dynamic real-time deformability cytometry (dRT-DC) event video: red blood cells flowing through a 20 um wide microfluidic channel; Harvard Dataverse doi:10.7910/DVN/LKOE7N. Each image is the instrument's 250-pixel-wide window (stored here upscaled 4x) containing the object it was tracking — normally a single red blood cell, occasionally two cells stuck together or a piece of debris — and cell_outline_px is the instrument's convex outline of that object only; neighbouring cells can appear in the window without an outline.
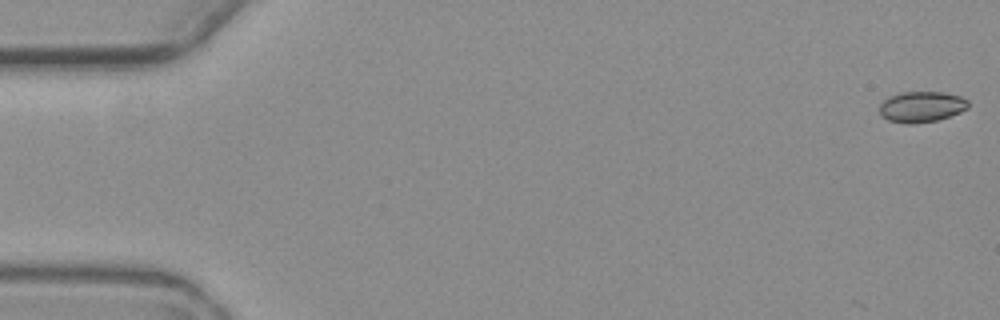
{"species": "common noctule bat (a hibernating species)", "species_latin": "Nyctalus noctula", "temperature_condition": "warm", "stored_images_in_passage": 5, "camera_frame_rate_fps": 3000, "um_per_image_px": 0.085, "animal": {"sex": "female", "body_mass_g": 19.3, "forearm_length_mm": 54.1}, "frame": {"image": 1, "passage_image": 1, "time_ms": 0.0, "image_size_px": [1000, 320], "cell_outline_px": [[968, 108], [960, 112], [936, 120], [912, 124], [904, 124], [888, 120], [880, 116], [880, 104], [888, 96], [900, 92], [944, 92], [960, 96], [968, 100]], "centroid_in_image_um": [78.3, 9.07], "position_along_channel_um": 6.7, "area_um2": 16.01}}